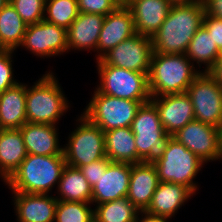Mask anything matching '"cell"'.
I'll return each mask as SVG.
<instances>
[{"label":"cell","instance_id":"1","mask_svg":"<svg viewBox=\"0 0 222 222\" xmlns=\"http://www.w3.org/2000/svg\"><path fill=\"white\" fill-rule=\"evenodd\" d=\"M204 15L202 2L173 4L166 20L151 36L153 52L185 54L194 34L203 25Z\"/></svg>","mask_w":222,"mask_h":222},{"label":"cell","instance_id":"2","mask_svg":"<svg viewBox=\"0 0 222 222\" xmlns=\"http://www.w3.org/2000/svg\"><path fill=\"white\" fill-rule=\"evenodd\" d=\"M65 166L64 155L27 154L5 184L12 192L49 194L59 184Z\"/></svg>","mask_w":222,"mask_h":222},{"label":"cell","instance_id":"3","mask_svg":"<svg viewBox=\"0 0 222 222\" xmlns=\"http://www.w3.org/2000/svg\"><path fill=\"white\" fill-rule=\"evenodd\" d=\"M201 72L185 54L153 52L148 75L151 97L184 93Z\"/></svg>","mask_w":222,"mask_h":222},{"label":"cell","instance_id":"4","mask_svg":"<svg viewBox=\"0 0 222 222\" xmlns=\"http://www.w3.org/2000/svg\"><path fill=\"white\" fill-rule=\"evenodd\" d=\"M54 73L44 74L26 91L27 122L56 125L69 103Z\"/></svg>","mask_w":222,"mask_h":222},{"label":"cell","instance_id":"5","mask_svg":"<svg viewBox=\"0 0 222 222\" xmlns=\"http://www.w3.org/2000/svg\"><path fill=\"white\" fill-rule=\"evenodd\" d=\"M137 148V163H156L173 137L165 131L155 105L149 101L138 108L131 124Z\"/></svg>","mask_w":222,"mask_h":222},{"label":"cell","instance_id":"6","mask_svg":"<svg viewBox=\"0 0 222 222\" xmlns=\"http://www.w3.org/2000/svg\"><path fill=\"white\" fill-rule=\"evenodd\" d=\"M100 84L99 93L117 98L139 101L142 104L151 100L148 75L104 64L97 60Z\"/></svg>","mask_w":222,"mask_h":222},{"label":"cell","instance_id":"7","mask_svg":"<svg viewBox=\"0 0 222 222\" xmlns=\"http://www.w3.org/2000/svg\"><path fill=\"white\" fill-rule=\"evenodd\" d=\"M205 163L175 138L169 140L163 156L156 162L160 182L181 184L194 194L197 185L193 179Z\"/></svg>","mask_w":222,"mask_h":222},{"label":"cell","instance_id":"8","mask_svg":"<svg viewBox=\"0 0 222 222\" xmlns=\"http://www.w3.org/2000/svg\"><path fill=\"white\" fill-rule=\"evenodd\" d=\"M79 126L69 134L67 146L63 147L66 165L79 168L106 157L104 131L83 114Z\"/></svg>","mask_w":222,"mask_h":222},{"label":"cell","instance_id":"9","mask_svg":"<svg viewBox=\"0 0 222 222\" xmlns=\"http://www.w3.org/2000/svg\"><path fill=\"white\" fill-rule=\"evenodd\" d=\"M83 115L104 132L116 128L131 127L141 102L117 98L94 91Z\"/></svg>","mask_w":222,"mask_h":222},{"label":"cell","instance_id":"10","mask_svg":"<svg viewBox=\"0 0 222 222\" xmlns=\"http://www.w3.org/2000/svg\"><path fill=\"white\" fill-rule=\"evenodd\" d=\"M186 92L195 120L222 129V85L209 72H201Z\"/></svg>","mask_w":222,"mask_h":222},{"label":"cell","instance_id":"11","mask_svg":"<svg viewBox=\"0 0 222 222\" xmlns=\"http://www.w3.org/2000/svg\"><path fill=\"white\" fill-rule=\"evenodd\" d=\"M152 53L151 37L136 33L109 50L100 60L106 65L149 74Z\"/></svg>","mask_w":222,"mask_h":222},{"label":"cell","instance_id":"12","mask_svg":"<svg viewBox=\"0 0 222 222\" xmlns=\"http://www.w3.org/2000/svg\"><path fill=\"white\" fill-rule=\"evenodd\" d=\"M221 131L219 127L194 119L172 136L207 163L220 157Z\"/></svg>","mask_w":222,"mask_h":222},{"label":"cell","instance_id":"13","mask_svg":"<svg viewBox=\"0 0 222 222\" xmlns=\"http://www.w3.org/2000/svg\"><path fill=\"white\" fill-rule=\"evenodd\" d=\"M21 46L41 58L61 55L68 51L67 30L45 20L29 24Z\"/></svg>","mask_w":222,"mask_h":222},{"label":"cell","instance_id":"14","mask_svg":"<svg viewBox=\"0 0 222 222\" xmlns=\"http://www.w3.org/2000/svg\"><path fill=\"white\" fill-rule=\"evenodd\" d=\"M150 101L157 108L162 126L170 135L195 119L194 107L187 92L151 97Z\"/></svg>","mask_w":222,"mask_h":222},{"label":"cell","instance_id":"15","mask_svg":"<svg viewBox=\"0 0 222 222\" xmlns=\"http://www.w3.org/2000/svg\"><path fill=\"white\" fill-rule=\"evenodd\" d=\"M136 34L133 15L130 9L121 4L115 11L105 16L99 34L96 60L116 47L119 43Z\"/></svg>","mask_w":222,"mask_h":222},{"label":"cell","instance_id":"16","mask_svg":"<svg viewBox=\"0 0 222 222\" xmlns=\"http://www.w3.org/2000/svg\"><path fill=\"white\" fill-rule=\"evenodd\" d=\"M129 163L111 162L92 187V204L127 197L131 175Z\"/></svg>","mask_w":222,"mask_h":222},{"label":"cell","instance_id":"17","mask_svg":"<svg viewBox=\"0 0 222 222\" xmlns=\"http://www.w3.org/2000/svg\"><path fill=\"white\" fill-rule=\"evenodd\" d=\"M125 5L133 15L136 33L153 36L172 7L169 0H129Z\"/></svg>","mask_w":222,"mask_h":222},{"label":"cell","instance_id":"18","mask_svg":"<svg viewBox=\"0 0 222 222\" xmlns=\"http://www.w3.org/2000/svg\"><path fill=\"white\" fill-rule=\"evenodd\" d=\"M156 166L139 162L132 164L129 181L128 200L140 211H145L159 185Z\"/></svg>","mask_w":222,"mask_h":222},{"label":"cell","instance_id":"19","mask_svg":"<svg viewBox=\"0 0 222 222\" xmlns=\"http://www.w3.org/2000/svg\"><path fill=\"white\" fill-rule=\"evenodd\" d=\"M14 193L19 222H54L58 199L49 194Z\"/></svg>","mask_w":222,"mask_h":222},{"label":"cell","instance_id":"20","mask_svg":"<svg viewBox=\"0 0 222 222\" xmlns=\"http://www.w3.org/2000/svg\"><path fill=\"white\" fill-rule=\"evenodd\" d=\"M104 19L105 16L99 14L79 12L67 29L68 51L71 49L97 51Z\"/></svg>","mask_w":222,"mask_h":222},{"label":"cell","instance_id":"21","mask_svg":"<svg viewBox=\"0 0 222 222\" xmlns=\"http://www.w3.org/2000/svg\"><path fill=\"white\" fill-rule=\"evenodd\" d=\"M56 125L26 122L21 128V134L28 154L64 155L59 144Z\"/></svg>","mask_w":222,"mask_h":222},{"label":"cell","instance_id":"22","mask_svg":"<svg viewBox=\"0 0 222 222\" xmlns=\"http://www.w3.org/2000/svg\"><path fill=\"white\" fill-rule=\"evenodd\" d=\"M192 195L194 193L184 185L159 182L150 205L145 211L153 215L171 219L178 209L184 205V202L189 198L191 199Z\"/></svg>","mask_w":222,"mask_h":222},{"label":"cell","instance_id":"23","mask_svg":"<svg viewBox=\"0 0 222 222\" xmlns=\"http://www.w3.org/2000/svg\"><path fill=\"white\" fill-rule=\"evenodd\" d=\"M26 91L18 82L0 94V129H20L27 122Z\"/></svg>","mask_w":222,"mask_h":222},{"label":"cell","instance_id":"24","mask_svg":"<svg viewBox=\"0 0 222 222\" xmlns=\"http://www.w3.org/2000/svg\"><path fill=\"white\" fill-rule=\"evenodd\" d=\"M20 129H0V177L6 182L27 155Z\"/></svg>","mask_w":222,"mask_h":222},{"label":"cell","instance_id":"25","mask_svg":"<svg viewBox=\"0 0 222 222\" xmlns=\"http://www.w3.org/2000/svg\"><path fill=\"white\" fill-rule=\"evenodd\" d=\"M106 157L111 162L137 163V148L131 127L104 132Z\"/></svg>","mask_w":222,"mask_h":222},{"label":"cell","instance_id":"26","mask_svg":"<svg viewBox=\"0 0 222 222\" xmlns=\"http://www.w3.org/2000/svg\"><path fill=\"white\" fill-rule=\"evenodd\" d=\"M57 188L59 201L92 202V187L79 168L66 165Z\"/></svg>","mask_w":222,"mask_h":222},{"label":"cell","instance_id":"27","mask_svg":"<svg viewBox=\"0 0 222 222\" xmlns=\"http://www.w3.org/2000/svg\"><path fill=\"white\" fill-rule=\"evenodd\" d=\"M220 54L221 52L203 25L194 34L185 53L187 58L193 63L195 61L199 67L202 63L206 64L204 72H209L215 66Z\"/></svg>","mask_w":222,"mask_h":222},{"label":"cell","instance_id":"28","mask_svg":"<svg viewBox=\"0 0 222 222\" xmlns=\"http://www.w3.org/2000/svg\"><path fill=\"white\" fill-rule=\"evenodd\" d=\"M27 24L10 2L0 10V42L6 50L21 46Z\"/></svg>","mask_w":222,"mask_h":222},{"label":"cell","instance_id":"29","mask_svg":"<svg viewBox=\"0 0 222 222\" xmlns=\"http://www.w3.org/2000/svg\"><path fill=\"white\" fill-rule=\"evenodd\" d=\"M138 210L127 197L96 205L94 222H135Z\"/></svg>","mask_w":222,"mask_h":222},{"label":"cell","instance_id":"30","mask_svg":"<svg viewBox=\"0 0 222 222\" xmlns=\"http://www.w3.org/2000/svg\"><path fill=\"white\" fill-rule=\"evenodd\" d=\"M78 13L77 0H46L45 2L44 20L66 30Z\"/></svg>","mask_w":222,"mask_h":222},{"label":"cell","instance_id":"31","mask_svg":"<svg viewBox=\"0 0 222 222\" xmlns=\"http://www.w3.org/2000/svg\"><path fill=\"white\" fill-rule=\"evenodd\" d=\"M90 204L58 200L54 222H94V209Z\"/></svg>","mask_w":222,"mask_h":222},{"label":"cell","instance_id":"32","mask_svg":"<svg viewBox=\"0 0 222 222\" xmlns=\"http://www.w3.org/2000/svg\"><path fill=\"white\" fill-rule=\"evenodd\" d=\"M9 2L27 25L44 20L46 0H9Z\"/></svg>","mask_w":222,"mask_h":222},{"label":"cell","instance_id":"33","mask_svg":"<svg viewBox=\"0 0 222 222\" xmlns=\"http://www.w3.org/2000/svg\"><path fill=\"white\" fill-rule=\"evenodd\" d=\"M78 11L106 16L115 11L122 3L119 0H77Z\"/></svg>","mask_w":222,"mask_h":222},{"label":"cell","instance_id":"34","mask_svg":"<svg viewBox=\"0 0 222 222\" xmlns=\"http://www.w3.org/2000/svg\"><path fill=\"white\" fill-rule=\"evenodd\" d=\"M13 52V50H6L0 54V94L18 83L13 77L11 58Z\"/></svg>","mask_w":222,"mask_h":222},{"label":"cell","instance_id":"35","mask_svg":"<svg viewBox=\"0 0 222 222\" xmlns=\"http://www.w3.org/2000/svg\"><path fill=\"white\" fill-rule=\"evenodd\" d=\"M111 161L105 157L97 161L91 162L88 165L80 166L79 170L85 176L91 187H93L102 173H105L107 166Z\"/></svg>","mask_w":222,"mask_h":222},{"label":"cell","instance_id":"36","mask_svg":"<svg viewBox=\"0 0 222 222\" xmlns=\"http://www.w3.org/2000/svg\"><path fill=\"white\" fill-rule=\"evenodd\" d=\"M203 26L211 35L218 50L222 52V19L204 15Z\"/></svg>","mask_w":222,"mask_h":222},{"label":"cell","instance_id":"37","mask_svg":"<svg viewBox=\"0 0 222 222\" xmlns=\"http://www.w3.org/2000/svg\"><path fill=\"white\" fill-rule=\"evenodd\" d=\"M202 3L205 14L222 19V0H203Z\"/></svg>","mask_w":222,"mask_h":222},{"label":"cell","instance_id":"38","mask_svg":"<svg viewBox=\"0 0 222 222\" xmlns=\"http://www.w3.org/2000/svg\"><path fill=\"white\" fill-rule=\"evenodd\" d=\"M140 214L142 218L139 217ZM167 220H168L167 218L158 215H153L146 211H139L135 222H168Z\"/></svg>","mask_w":222,"mask_h":222},{"label":"cell","instance_id":"39","mask_svg":"<svg viewBox=\"0 0 222 222\" xmlns=\"http://www.w3.org/2000/svg\"><path fill=\"white\" fill-rule=\"evenodd\" d=\"M209 73L222 85V52L215 66L209 71Z\"/></svg>","mask_w":222,"mask_h":222},{"label":"cell","instance_id":"40","mask_svg":"<svg viewBox=\"0 0 222 222\" xmlns=\"http://www.w3.org/2000/svg\"><path fill=\"white\" fill-rule=\"evenodd\" d=\"M172 4H182V3H198L203 0H169Z\"/></svg>","mask_w":222,"mask_h":222},{"label":"cell","instance_id":"41","mask_svg":"<svg viewBox=\"0 0 222 222\" xmlns=\"http://www.w3.org/2000/svg\"><path fill=\"white\" fill-rule=\"evenodd\" d=\"M8 2H9V0H0V10L2 8H4L7 5Z\"/></svg>","mask_w":222,"mask_h":222},{"label":"cell","instance_id":"42","mask_svg":"<svg viewBox=\"0 0 222 222\" xmlns=\"http://www.w3.org/2000/svg\"><path fill=\"white\" fill-rule=\"evenodd\" d=\"M219 160H222V131H221V145H220V157Z\"/></svg>","mask_w":222,"mask_h":222},{"label":"cell","instance_id":"43","mask_svg":"<svg viewBox=\"0 0 222 222\" xmlns=\"http://www.w3.org/2000/svg\"><path fill=\"white\" fill-rule=\"evenodd\" d=\"M6 51V49L3 47L2 43L0 42V54Z\"/></svg>","mask_w":222,"mask_h":222},{"label":"cell","instance_id":"44","mask_svg":"<svg viewBox=\"0 0 222 222\" xmlns=\"http://www.w3.org/2000/svg\"><path fill=\"white\" fill-rule=\"evenodd\" d=\"M122 4L127 3L129 0H119Z\"/></svg>","mask_w":222,"mask_h":222}]
</instances>
